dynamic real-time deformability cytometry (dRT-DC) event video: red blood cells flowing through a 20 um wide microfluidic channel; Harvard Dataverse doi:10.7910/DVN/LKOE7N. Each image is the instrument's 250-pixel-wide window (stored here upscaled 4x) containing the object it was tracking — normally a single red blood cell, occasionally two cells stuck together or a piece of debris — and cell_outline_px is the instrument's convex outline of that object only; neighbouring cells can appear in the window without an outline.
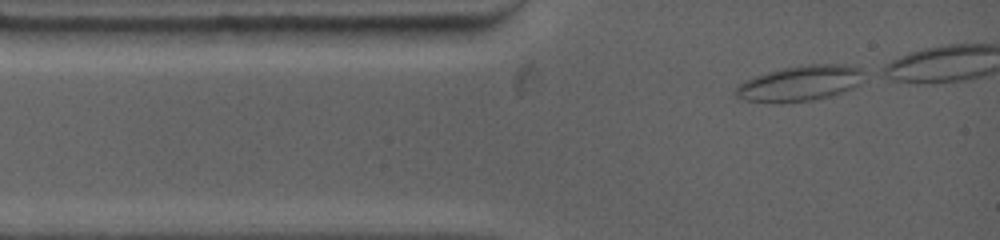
{"species": "common noctule bat (a hibernating species)", "species_latin": "Nyctalus noctula", "temperature_condition": "warm", "stored_images_in_passage": 8, "camera_frame_rate_fps": 4500, "um_per_image_px": 0.085, "animal": {"sex": "female", "body_mass_g": 19.0, "forearm_length_mm": 53.3}, "frame": {"image": 1, "passage_image": 1, "time_ms": 0.0, "image_size_px": [1000, 240], "cell_outline_px": [[868, 72], [860, 84], [852, 88], [828, 96], [808, 100], [744, 100], [736, 96], [732, 92], [744, 80], [768, 72], [784, 68], [808, 64], [836, 64], [860, 68]], "centroid_in_image_um": [68.07, 7.03], "position_along_channel_um": 16.9, "area_um2": 25.61}}
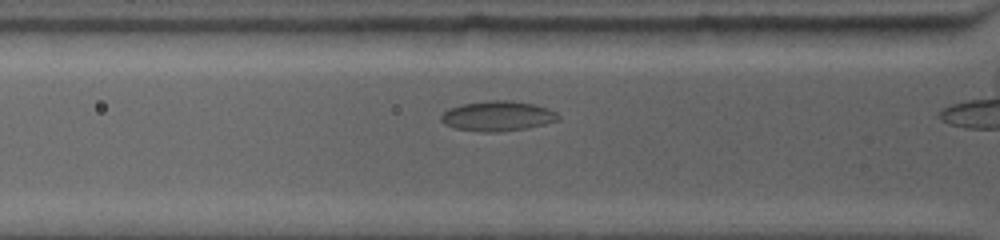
{"frame": {"image": 2, "passage_image": 7, "time_ms": 2.444, "image_size_px": [1000, 240], "cell_outline_px": [[560, 120], [544, 124], [524, 128], [500, 132], [484, 132], [456, 128], [444, 124], [440, 120], [440, 116], [448, 108], [464, 104], [492, 100], [512, 100], [532, 104], [548, 108], [556, 112], [560, 116]], "centroid_in_image_um": [42.3, 9.86], "position_along_channel_um": 83.5, "area_um2": 20.4}}